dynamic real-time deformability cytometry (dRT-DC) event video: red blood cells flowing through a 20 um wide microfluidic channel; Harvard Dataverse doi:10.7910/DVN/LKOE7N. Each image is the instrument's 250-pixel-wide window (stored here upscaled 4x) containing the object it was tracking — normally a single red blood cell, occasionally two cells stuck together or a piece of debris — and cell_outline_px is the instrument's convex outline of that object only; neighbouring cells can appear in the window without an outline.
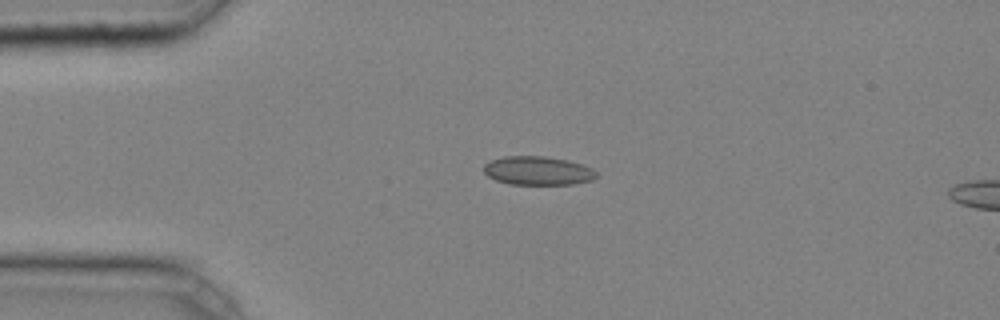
{"species": "common noctule bat (a hibernating species)", "species_latin": "Nyctalus noctula", "temperature_condition": "cold", "stored_images_in_passage": 3, "segment_of_instrument_passage": [1, 2], "camera_frame_rate_fps": 3000, "um_per_image_px": 0.085, "animal": {"sex": "male", "body_mass_g": 20.4}, "frame": {"image": 1, "passage_image": 1, "time_ms": 0.0, "image_size_px": [1000, 320], "cell_outline_px": [[596, 176], [592, 180], [572, 184], [508, 184], [496, 180], [488, 176], [484, 172], [484, 164], [488, 160], [504, 156], [544, 156], [568, 160], [584, 164], [592, 168], [596, 172]], "centroid_in_image_um": [45.7, 14.5], "position_along_channel_um": 39.3, "area_um2": 18.96}}